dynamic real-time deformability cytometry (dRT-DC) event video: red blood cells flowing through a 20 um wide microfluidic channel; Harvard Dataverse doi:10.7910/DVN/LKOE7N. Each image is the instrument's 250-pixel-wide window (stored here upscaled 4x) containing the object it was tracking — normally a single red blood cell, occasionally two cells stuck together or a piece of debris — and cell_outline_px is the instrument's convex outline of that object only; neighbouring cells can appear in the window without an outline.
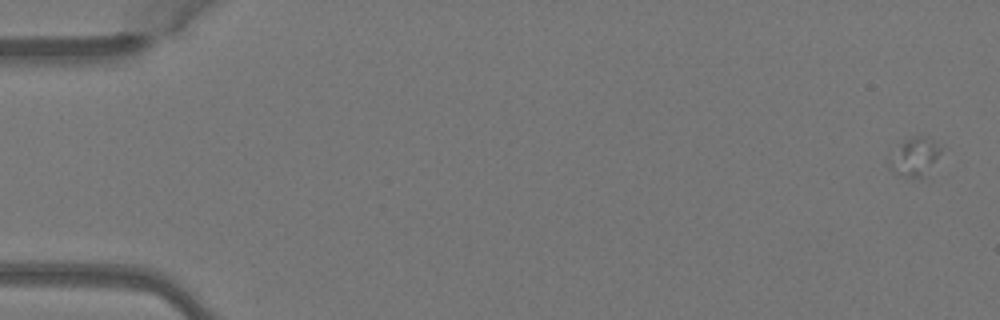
{"species": "Egyptian fruit bat (a non-hibernating species)", "species_latin": "Rousettus aegyptiacus", "temperature_condition": "warm", "stored_images_in_passage": 5, "camera_frame_rate_fps": 3000, "um_per_image_px": 0.085, "animal": {"sex": "female"}, "frame": {"image": 1, "passage_image": 1, "time_ms": 0.0, "image_size_px": [1000, 320], "cell_outline_px": [[940, 152], [920, 176], [908, 176], [896, 172], [888, 168], [900, 144], [908, 136], [924, 136], [932, 140], [940, 148]], "centroid_in_image_um": [77.72, 13.25], "position_along_channel_um": 7.3, "area_um2": 10.23}}